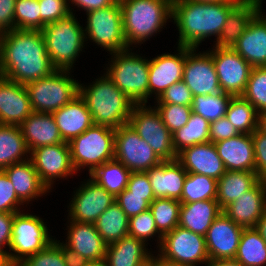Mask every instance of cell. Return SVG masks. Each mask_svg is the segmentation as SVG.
Listing matches in <instances>:
<instances>
[{
	"mask_svg": "<svg viewBox=\"0 0 266 266\" xmlns=\"http://www.w3.org/2000/svg\"><path fill=\"white\" fill-rule=\"evenodd\" d=\"M55 70L41 30L14 29L4 33L0 76L26 85Z\"/></svg>",
	"mask_w": 266,
	"mask_h": 266,
	"instance_id": "obj_1",
	"label": "cell"
},
{
	"mask_svg": "<svg viewBox=\"0 0 266 266\" xmlns=\"http://www.w3.org/2000/svg\"><path fill=\"white\" fill-rule=\"evenodd\" d=\"M239 1L197 2L173 0L172 18L179 31L178 46L196 48L207 37L216 40L224 27L230 10Z\"/></svg>",
	"mask_w": 266,
	"mask_h": 266,
	"instance_id": "obj_2",
	"label": "cell"
},
{
	"mask_svg": "<svg viewBox=\"0 0 266 266\" xmlns=\"http://www.w3.org/2000/svg\"><path fill=\"white\" fill-rule=\"evenodd\" d=\"M79 95L92 114L94 125L118 129L127 125L135 103L104 74L88 87L79 84Z\"/></svg>",
	"mask_w": 266,
	"mask_h": 266,
	"instance_id": "obj_3",
	"label": "cell"
},
{
	"mask_svg": "<svg viewBox=\"0 0 266 266\" xmlns=\"http://www.w3.org/2000/svg\"><path fill=\"white\" fill-rule=\"evenodd\" d=\"M173 0H119L127 46L143 43L172 18ZM146 39V40H145Z\"/></svg>",
	"mask_w": 266,
	"mask_h": 266,
	"instance_id": "obj_4",
	"label": "cell"
},
{
	"mask_svg": "<svg viewBox=\"0 0 266 266\" xmlns=\"http://www.w3.org/2000/svg\"><path fill=\"white\" fill-rule=\"evenodd\" d=\"M51 64L57 70H69L84 47L85 32L73 12L46 24L41 30Z\"/></svg>",
	"mask_w": 266,
	"mask_h": 266,
	"instance_id": "obj_5",
	"label": "cell"
},
{
	"mask_svg": "<svg viewBox=\"0 0 266 266\" xmlns=\"http://www.w3.org/2000/svg\"><path fill=\"white\" fill-rule=\"evenodd\" d=\"M128 51L111 53L112 63L106 74L135 104H146L149 98V60Z\"/></svg>",
	"mask_w": 266,
	"mask_h": 266,
	"instance_id": "obj_6",
	"label": "cell"
},
{
	"mask_svg": "<svg viewBox=\"0 0 266 266\" xmlns=\"http://www.w3.org/2000/svg\"><path fill=\"white\" fill-rule=\"evenodd\" d=\"M76 172L89 167V174L101 164L114 159L115 129L93 125L68 142Z\"/></svg>",
	"mask_w": 266,
	"mask_h": 266,
	"instance_id": "obj_7",
	"label": "cell"
},
{
	"mask_svg": "<svg viewBox=\"0 0 266 266\" xmlns=\"http://www.w3.org/2000/svg\"><path fill=\"white\" fill-rule=\"evenodd\" d=\"M69 70H55L50 75L25 85L33 112L53 113L79 94V82Z\"/></svg>",
	"mask_w": 266,
	"mask_h": 266,
	"instance_id": "obj_8",
	"label": "cell"
},
{
	"mask_svg": "<svg viewBox=\"0 0 266 266\" xmlns=\"http://www.w3.org/2000/svg\"><path fill=\"white\" fill-rule=\"evenodd\" d=\"M87 14L85 37L110 53L129 49L123 32V16L119 0L112 5ZM88 36V37H87Z\"/></svg>",
	"mask_w": 266,
	"mask_h": 266,
	"instance_id": "obj_9",
	"label": "cell"
},
{
	"mask_svg": "<svg viewBox=\"0 0 266 266\" xmlns=\"http://www.w3.org/2000/svg\"><path fill=\"white\" fill-rule=\"evenodd\" d=\"M128 124L144 139L162 161L176 160L177 153L173 147V136L162 122L158 111L146 104H135Z\"/></svg>",
	"mask_w": 266,
	"mask_h": 266,
	"instance_id": "obj_10",
	"label": "cell"
},
{
	"mask_svg": "<svg viewBox=\"0 0 266 266\" xmlns=\"http://www.w3.org/2000/svg\"><path fill=\"white\" fill-rule=\"evenodd\" d=\"M49 236L47 226L40 217L16 213L9 247L14 253H8L11 262L16 266L26 257L45 249L54 241Z\"/></svg>",
	"mask_w": 266,
	"mask_h": 266,
	"instance_id": "obj_11",
	"label": "cell"
},
{
	"mask_svg": "<svg viewBox=\"0 0 266 266\" xmlns=\"http://www.w3.org/2000/svg\"><path fill=\"white\" fill-rule=\"evenodd\" d=\"M159 250L165 260L182 266L210 263L205 237L180 226L163 236Z\"/></svg>",
	"mask_w": 266,
	"mask_h": 266,
	"instance_id": "obj_12",
	"label": "cell"
},
{
	"mask_svg": "<svg viewBox=\"0 0 266 266\" xmlns=\"http://www.w3.org/2000/svg\"><path fill=\"white\" fill-rule=\"evenodd\" d=\"M114 159L131 172H146L162 162L129 124L115 129Z\"/></svg>",
	"mask_w": 266,
	"mask_h": 266,
	"instance_id": "obj_13",
	"label": "cell"
},
{
	"mask_svg": "<svg viewBox=\"0 0 266 266\" xmlns=\"http://www.w3.org/2000/svg\"><path fill=\"white\" fill-rule=\"evenodd\" d=\"M208 52L212 55L222 93L242 96L246 90L252 66L233 48L215 47Z\"/></svg>",
	"mask_w": 266,
	"mask_h": 266,
	"instance_id": "obj_14",
	"label": "cell"
},
{
	"mask_svg": "<svg viewBox=\"0 0 266 266\" xmlns=\"http://www.w3.org/2000/svg\"><path fill=\"white\" fill-rule=\"evenodd\" d=\"M196 48L186 47V60L183 67V81L193 96L220 95L219 79L209 52L194 53Z\"/></svg>",
	"mask_w": 266,
	"mask_h": 266,
	"instance_id": "obj_15",
	"label": "cell"
},
{
	"mask_svg": "<svg viewBox=\"0 0 266 266\" xmlns=\"http://www.w3.org/2000/svg\"><path fill=\"white\" fill-rule=\"evenodd\" d=\"M30 154L35 170L48 191L56 178L68 177L76 173L68 142L35 148Z\"/></svg>",
	"mask_w": 266,
	"mask_h": 266,
	"instance_id": "obj_16",
	"label": "cell"
},
{
	"mask_svg": "<svg viewBox=\"0 0 266 266\" xmlns=\"http://www.w3.org/2000/svg\"><path fill=\"white\" fill-rule=\"evenodd\" d=\"M70 202V220L94 224L115 201V197L91 178L76 190Z\"/></svg>",
	"mask_w": 266,
	"mask_h": 266,
	"instance_id": "obj_17",
	"label": "cell"
},
{
	"mask_svg": "<svg viewBox=\"0 0 266 266\" xmlns=\"http://www.w3.org/2000/svg\"><path fill=\"white\" fill-rule=\"evenodd\" d=\"M243 229L222 211L205 235L210 262L234 259Z\"/></svg>",
	"mask_w": 266,
	"mask_h": 266,
	"instance_id": "obj_18",
	"label": "cell"
},
{
	"mask_svg": "<svg viewBox=\"0 0 266 266\" xmlns=\"http://www.w3.org/2000/svg\"><path fill=\"white\" fill-rule=\"evenodd\" d=\"M178 54H162L149 60V97L156 100L172 84L183 80L186 47L178 46Z\"/></svg>",
	"mask_w": 266,
	"mask_h": 266,
	"instance_id": "obj_19",
	"label": "cell"
},
{
	"mask_svg": "<svg viewBox=\"0 0 266 266\" xmlns=\"http://www.w3.org/2000/svg\"><path fill=\"white\" fill-rule=\"evenodd\" d=\"M176 160L187 173L202 174L217 181L226 172L223 161L212 142L186 147L177 153Z\"/></svg>",
	"mask_w": 266,
	"mask_h": 266,
	"instance_id": "obj_20",
	"label": "cell"
},
{
	"mask_svg": "<svg viewBox=\"0 0 266 266\" xmlns=\"http://www.w3.org/2000/svg\"><path fill=\"white\" fill-rule=\"evenodd\" d=\"M32 112L25 85L0 76V124L19 126Z\"/></svg>",
	"mask_w": 266,
	"mask_h": 266,
	"instance_id": "obj_21",
	"label": "cell"
},
{
	"mask_svg": "<svg viewBox=\"0 0 266 266\" xmlns=\"http://www.w3.org/2000/svg\"><path fill=\"white\" fill-rule=\"evenodd\" d=\"M266 210V180H260L222 211L243 228H254Z\"/></svg>",
	"mask_w": 266,
	"mask_h": 266,
	"instance_id": "obj_22",
	"label": "cell"
},
{
	"mask_svg": "<svg viewBox=\"0 0 266 266\" xmlns=\"http://www.w3.org/2000/svg\"><path fill=\"white\" fill-rule=\"evenodd\" d=\"M214 145L226 171L255 172V154L251 134L240 133Z\"/></svg>",
	"mask_w": 266,
	"mask_h": 266,
	"instance_id": "obj_23",
	"label": "cell"
},
{
	"mask_svg": "<svg viewBox=\"0 0 266 266\" xmlns=\"http://www.w3.org/2000/svg\"><path fill=\"white\" fill-rule=\"evenodd\" d=\"M263 15L261 10L232 47L252 67L266 66V16Z\"/></svg>",
	"mask_w": 266,
	"mask_h": 266,
	"instance_id": "obj_24",
	"label": "cell"
},
{
	"mask_svg": "<svg viewBox=\"0 0 266 266\" xmlns=\"http://www.w3.org/2000/svg\"><path fill=\"white\" fill-rule=\"evenodd\" d=\"M146 173L155 198H181L187 171L177 160L162 161Z\"/></svg>",
	"mask_w": 266,
	"mask_h": 266,
	"instance_id": "obj_25",
	"label": "cell"
},
{
	"mask_svg": "<svg viewBox=\"0 0 266 266\" xmlns=\"http://www.w3.org/2000/svg\"><path fill=\"white\" fill-rule=\"evenodd\" d=\"M52 115L65 142H69L94 125L92 114L79 94Z\"/></svg>",
	"mask_w": 266,
	"mask_h": 266,
	"instance_id": "obj_26",
	"label": "cell"
},
{
	"mask_svg": "<svg viewBox=\"0 0 266 266\" xmlns=\"http://www.w3.org/2000/svg\"><path fill=\"white\" fill-rule=\"evenodd\" d=\"M19 126L29 153L35 148L65 142L52 113L32 112Z\"/></svg>",
	"mask_w": 266,
	"mask_h": 266,
	"instance_id": "obj_27",
	"label": "cell"
},
{
	"mask_svg": "<svg viewBox=\"0 0 266 266\" xmlns=\"http://www.w3.org/2000/svg\"><path fill=\"white\" fill-rule=\"evenodd\" d=\"M262 0H240L229 12L214 47L232 48L252 19L261 11Z\"/></svg>",
	"mask_w": 266,
	"mask_h": 266,
	"instance_id": "obj_28",
	"label": "cell"
},
{
	"mask_svg": "<svg viewBox=\"0 0 266 266\" xmlns=\"http://www.w3.org/2000/svg\"><path fill=\"white\" fill-rule=\"evenodd\" d=\"M66 246L78 252L88 261L105 259L106 247L102 237L96 230L95 224L69 220Z\"/></svg>",
	"mask_w": 266,
	"mask_h": 266,
	"instance_id": "obj_29",
	"label": "cell"
},
{
	"mask_svg": "<svg viewBox=\"0 0 266 266\" xmlns=\"http://www.w3.org/2000/svg\"><path fill=\"white\" fill-rule=\"evenodd\" d=\"M11 181L17 197L24 203L46 194L48 189L41 182L30 158L3 169Z\"/></svg>",
	"mask_w": 266,
	"mask_h": 266,
	"instance_id": "obj_30",
	"label": "cell"
},
{
	"mask_svg": "<svg viewBox=\"0 0 266 266\" xmlns=\"http://www.w3.org/2000/svg\"><path fill=\"white\" fill-rule=\"evenodd\" d=\"M221 212L216 200L181 203L178 226L205 237L207 230Z\"/></svg>",
	"mask_w": 266,
	"mask_h": 266,
	"instance_id": "obj_31",
	"label": "cell"
},
{
	"mask_svg": "<svg viewBox=\"0 0 266 266\" xmlns=\"http://www.w3.org/2000/svg\"><path fill=\"white\" fill-rule=\"evenodd\" d=\"M145 246L143 241L128 235L106 247L105 260L109 266H138L151 256Z\"/></svg>",
	"mask_w": 266,
	"mask_h": 266,
	"instance_id": "obj_32",
	"label": "cell"
},
{
	"mask_svg": "<svg viewBox=\"0 0 266 266\" xmlns=\"http://www.w3.org/2000/svg\"><path fill=\"white\" fill-rule=\"evenodd\" d=\"M261 179L256 172L251 171H226L217 181V198L223 210L231 202L240 198L243 193L253 188Z\"/></svg>",
	"mask_w": 266,
	"mask_h": 266,
	"instance_id": "obj_33",
	"label": "cell"
},
{
	"mask_svg": "<svg viewBox=\"0 0 266 266\" xmlns=\"http://www.w3.org/2000/svg\"><path fill=\"white\" fill-rule=\"evenodd\" d=\"M94 224L107 246L129 235V218L116 201L99 216Z\"/></svg>",
	"mask_w": 266,
	"mask_h": 266,
	"instance_id": "obj_34",
	"label": "cell"
},
{
	"mask_svg": "<svg viewBox=\"0 0 266 266\" xmlns=\"http://www.w3.org/2000/svg\"><path fill=\"white\" fill-rule=\"evenodd\" d=\"M28 152L20 126L0 124V170L25 161Z\"/></svg>",
	"mask_w": 266,
	"mask_h": 266,
	"instance_id": "obj_35",
	"label": "cell"
},
{
	"mask_svg": "<svg viewBox=\"0 0 266 266\" xmlns=\"http://www.w3.org/2000/svg\"><path fill=\"white\" fill-rule=\"evenodd\" d=\"M131 173L121 162L113 159L96 167L89 176L116 198L127 188Z\"/></svg>",
	"mask_w": 266,
	"mask_h": 266,
	"instance_id": "obj_36",
	"label": "cell"
},
{
	"mask_svg": "<svg viewBox=\"0 0 266 266\" xmlns=\"http://www.w3.org/2000/svg\"><path fill=\"white\" fill-rule=\"evenodd\" d=\"M242 266L266 264V242L254 228H244L234 258Z\"/></svg>",
	"mask_w": 266,
	"mask_h": 266,
	"instance_id": "obj_37",
	"label": "cell"
},
{
	"mask_svg": "<svg viewBox=\"0 0 266 266\" xmlns=\"http://www.w3.org/2000/svg\"><path fill=\"white\" fill-rule=\"evenodd\" d=\"M225 117L239 133L252 134L258 128L259 113L243 96H231Z\"/></svg>",
	"mask_w": 266,
	"mask_h": 266,
	"instance_id": "obj_38",
	"label": "cell"
},
{
	"mask_svg": "<svg viewBox=\"0 0 266 266\" xmlns=\"http://www.w3.org/2000/svg\"><path fill=\"white\" fill-rule=\"evenodd\" d=\"M209 129L210 122L192 112L188 122L172 134L175 152L178 153L189 146L210 142Z\"/></svg>",
	"mask_w": 266,
	"mask_h": 266,
	"instance_id": "obj_39",
	"label": "cell"
},
{
	"mask_svg": "<svg viewBox=\"0 0 266 266\" xmlns=\"http://www.w3.org/2000/svg\"><path fill=\"white\" fill-rule=\"evenodd\" d=\"M180 206L181 202L172 198H155L150 203L149 209L159 232L158 246L161 245L163 236L178 226Z\"/></svg>",
	"mask_w": 266,
	"mask_h": 266,
	"instance_id": "obj_40",
	"label": "cell"
},
{
	"mask_svg": "<svg viewBox=\"0 0 266 266\" xmlns=\"http://www.w3.org/2000/svg\"><path fill=\"white\" fill-rule=\"evenodd\" d=\"M217 180L196 173H187L181 198V203H191L203 200H216Z\"/></svg>",
	"mask_w": 266,
	"mask_h": 266,
	"instance_id": "obj_41",
	"label": "cell"
},
{
	"mask_svg": "<svg viewBox=\"0 0 266 266\" xmlns=\"http://www.w3.org/2000/svg\"><path fill=\"white\" fill-rule=\"evenodd\" d=\"M230 98L226 93L193 96L192 111L209 122L215 121L225 116Z\"/></svg>",
	"mask_w": 266,
	"mask_h": 266,
	"instance_id": "obj_42",
	"label": "cell"
},
{
	"mask_svg": "<svg viewBox=\"0 0 266 266\" xmlns=\"http://www.w3.org/2000/svg\"><path fill=\"white\" fill-rule=\"evenodd\" d=\"M242 96L255 107L258 113L266 111V66L252 67Z\"/></svg>",
	"mask_w": 266,
	"mask_h": 266,
	"instance_id": "obj_43",
	"label": "cell"
},
{
	"mask_svg": "<svg viewBox=\"0 0 266 266\" xmlns=\"http://www.w3.org/2000/svg\"><path fill=\"white\" fill-rule=\"evenodd\" d=\"M14 29L41 30V14L38 0H16Z\"/></svg>",
	"mask_w": 266,
	"mask_h": 266,
	"instance_id": "obj_44",
	"label": "cell"
},
{
	"mask_svg": "<svg viewBox=\"0 0 266 266\" xmlns=\"http://www.w3.org/2000/svg\"><path fill=\"white\" fill-rule=\"evenodd\" d=\"M162 118V122L173 134L181 129L189 120L192 106L175 104H157L155 108Z\"/></svg>",
	"mask_w": 266,
	"mask_h": 266,
	"instance_id": "obj_45",
	"label": "cell"
},
{
	"mask_svg": "<svg viewBox=\"0 0 266 266\" xmlns=\"http://www.w3.org/2000/svg\"><path fill=\"white\" fill-rule=\"evenodd\" d=\"M16 266H66L61 248L53 241L45 249L26 257Z\"/></svg>",
	"mask_w": 266,
	"mask_h": 266,
	"instance_id": "obj_46",
	"label": "cell"
},
{
	"mask_svg": "<svg viewBox=\"0 0 266 266\" xmlns=\"http://www.w3.org/2000/svg\"><path fill=\"white\" fill-rule=\"evenodd\" d=\"M129 236L134 237L138 240L147 241L154 234H159L154 217L150 209L141 212L140 214L131 217L129 219Z\"/></svg>",
	"mask_w": 266,
	"mask_h": 266,
	"instance_id": "obj_47",
	"label": "cell"
},
{
	"mask_svg": "<svg viewBox=\"0 0 266 266\" xmlns=\"http://www.w3.org/2000/svg\"><path fill=\"white\" fill-rule=\"evenodd\" d=\"M41 14V30L46 24L56 22L72 13L67 0H38Z\"/></svg>",
	"mask_w": 266,
	"mask_h": 266,
	"instance_id": "obj_48",
	"label": "cell"
},
{
	"mask_svg": "<svg viewBox=\"0 0 266 266\" xmlns=\"http://www.w3.org/2000/svg\"><path fill=\"white\" fill-rule=\"evenodd\" d=\"M19 205L24 204L17 197L14 187L6 173L0 170V212L18 213L20 211Z\"/></svg>",
	"mask_w": 266,
	"mask_h": 266,
	"instance_id": "obj_49",
	"label": "cell"
},
{
	"mask_svg": "<svg viewBox=\"0 0 266 266\" xmlns=\"http://www.w3.org/2000/svg\"><path fill=\"white\" fill-rule=\"evenodd\" d=\"M158 104H175L192 106L193 95L183 80L168 87L157 99Z\"/></svg>",
	"mask_w": 266,
	"mask_h": 266,
	"instance_id": "obj_50",
	"label": "cell"
},
{
	"mask_svg": "<svg viewBox=\"0 0 266 266\" xmlns=\"http://www.w3.org/2000/svg\"><path fill=\"white\" fill-rule=\"evenodd\" d=\"M115 199L129 219L150 208V203L145 200V196L129 195L127 188Z\"/></svg>",
	"mask_w": 266,
	"mask_h": 266,
	"instance_id": "obj_51",
	"label": "cell"
},
{
	"mask_svg": "<svg viewBox=\"0 0 266 266\" xmlns=\"http://www.w3.org/2000/svg\"><path fill=\"white\" fill-rule=\"evenodd\" d=\"M129 195L145 196V200L151 203L155 199L149 176L146 172H132L127 184Z\"/></svg>",
	"mask_w": 266,
	"mask_h": 266,
	"instance_id": "obj_52",
	"label": "cell"
},
{
	"mask_svg": "<svg viewBox=\"0 0 266 266\" xmlns=\"http://www.w3.org/2000/svg\"><path fill=\"white\" fill-rule=\"evenodd\" d=\"M251 135L255 154V172L261 180H266V134L257 128Z\"/></svg>",
	"mask_w": 266,
	"mask_h": 266,
	"instance_id": "obj_53",
	"label": "cell"
},
{
	"mask_svg": "<svg viewBox=\"0 0 266 266\" xmlns=\"http://www.w3.org/2000/svg\"><path fill=\"white\" fill-rule=\"evenodd\" d=\"M238 134L240 133L225 116L210 122L209 136L212 143L229 139Z\"/></svg>",
	"mask_w": 266,
	"mask_h": 266,
	"instance_id": "obj_54",
	"label": "cell"
},
{
	"mask_svg": "<svg viewBox=\"0 0 266 266\" xmlns=\"http://www.w3.org/2000/svg\"><path fill=\"white\" fill-rule=\"evenodd\" d=\"M16 0H0V31L14 30V8Z\"/></svg>",
	"mask_w": 266,
	"mask_h": 266,
	"instance_id": "obj_55",
	"label": "cell"
},
{
	"mask_svg": "<svg viewBox=\"0 0 266 266\" xmlns=\"http://www.w3.org/2000/svg\"><path fill=\"white\" fill-rule=\"evenodd\" d=\"M16 213L0 212V250L7 245L10 247L12 240V225Z\"/></svg>",
	"mask_w": 266,
	"mask_h": 266,
	"instance_id": "obj_56",
	"label": "cell"
},
{
	"mask_svg": "<svg viewBox=\"0 0 266 266\" xmlns=\"http://www.w3.org/2000/svg\"><path fill=\"white\" fill-rule=\"evenodd\" d=\"M54 242L61 248L62 255L65 260L66 266H88L90 261L81 256L78 252L72 250L65 243L55 240ZM60 242V243H59Z\"/></svg>",
	"mask_w": 266,
	"mask_h": 266,
	"instance_id": "obj_57",
	"label": "cell"
},
{
	"mask_svg": "<svg viewBox=\"0 0 266 266\" xmlns=\"http://www.w3.org/2000/svg\"><path fill=\"white\" fill-rule=\"evenodd\" d=\"M69 1V0H67ZM75 6L87 12L105 8L112 5L116 0H70Z\"/></svg>",
	"mask_w": 266,
	"mask_h": 266,
	"instance_id": "obj_58",
	"label": "cell"
},
{
	"mask_svg": "<svg viewBox=\"0 0 266 266\" xmlns=\"http://www.w3.org/2000/svg\"><path fill=\"white\" fill-rule=\"evenodd\" d=\"M255 229L259 232L263 240L266 242V210L257 221Z\"/></svg>",
	"mask_w": 266,
	"mask_h": 266,
	"instance_id": "obj_59",
	"label": "cell"
},
{
	"mask_svg": "<svg viewBox=\"0 0 266 266\" xmlns=\"http://www.w3.org/2000/svg\"><path fill=\"white\" fill-rule=\"evenodd\" d=\"M153 266H182V265L165 260L162 256L158 254L157 257L153 256Z\"/></svg>",
	"mask_w": 266,
	"mask_h": 266,
	"instance_id": "obj_60",
	"label": "cell"
},
{
	"mask_svg": "<svg viewBox=\"0 0 266 266\" xmlns=\"http://www.w3.org/2000/svg\"><path fill=\"white\" fill-rule=\"evenodd\" d=\"M207 266H242L239 262L235 259H228V260H219L215 262H210Z\"/></svg>",
	"mask_w": 266,
	"mask_h": 266,
	"instance_id": "obj_61",
	"label": "cell"
},
{
	"mask_svg": "<svg viewBox=\"0 0 266 266\" xmlns=\"http://www.w3.org/2000/svg\"><path fill=\"white\" fill-rule=\"evenodd\" d=\"M9 252L5 250H0V266H15L10 258H9Z\"/></svg>",
	"mask_w": 266,
	"mask_h": 266,
	"instance_id": "obj_62",
	"label": "cell"
},
{
	"mask_svg": "<svg viewBox=\"0 0 266 266\" xmlns=\"http://www.w3.org/2000/svg\"><path fill=\"white\" fill-rule=\"evenodd\" d=\"M258 129L266 134V111L259 113Z\"/></svg>",
	"mask_w": 266,
	"mask_h": 266,
	"instance_id": "obj_63",
	"label": "cell"
},
{
	"mask_svg": "<svg viewBox=\"0 0 266 266\" xmlns=\"http://www.w3.org/2000/svg\"><path fill=\"white\" fill-rule=\"evenodd\" d=\"M88 266H109L108 262L105 259L92 261Z\"/></svg>",
	"mask_w": 266,
	"mask_h": 266,
	"instance_id": "obj_64",
	"label": "cell"
},
{
	"mask_svg": "<svg viewBox=\"0 0 266 266\" xmlns=\"http://www.w3.org/2000/svg\"><path fill=\"white\" fill-rule=\"evenodd\" d=\"M138 266H153V254H151L150 258L147 261Z\"/></svg>",
	"mask_w": 266,
	"mask_h": 266,
	"instance_id": "obj_65",
	"label": "cell"
},
{
	"mask_svg": "<svg viewBox=\"0 0 266 266\" xmlns=\"http://www.w3.org/2000/svg\"><path fill=\"white\" fill-rule=\"evenodd\" d=\"M194 1H197V2L213 3V2L240 1V0H194Z\"/></svg>",
	"mask_w": 266,
	"mask_h": 266,
	"instance_id": "obj_66",
	"label": "cell"
},
{
	"mask_svg": "<svg viewBox=\"0 0 266 266\" xmlns=\"http://www.w3.org/2000/svg\"><path fill=\"white\" fill-rule=\"evenodd\" d=\"M4 33L0 31V62H1V51H2V40Z\"/></svg>",
	"mask_w": 266,
	"mask_h": 266,
	"instance_id": "obj_67",
	"label": "cell"
}]
</instances>
